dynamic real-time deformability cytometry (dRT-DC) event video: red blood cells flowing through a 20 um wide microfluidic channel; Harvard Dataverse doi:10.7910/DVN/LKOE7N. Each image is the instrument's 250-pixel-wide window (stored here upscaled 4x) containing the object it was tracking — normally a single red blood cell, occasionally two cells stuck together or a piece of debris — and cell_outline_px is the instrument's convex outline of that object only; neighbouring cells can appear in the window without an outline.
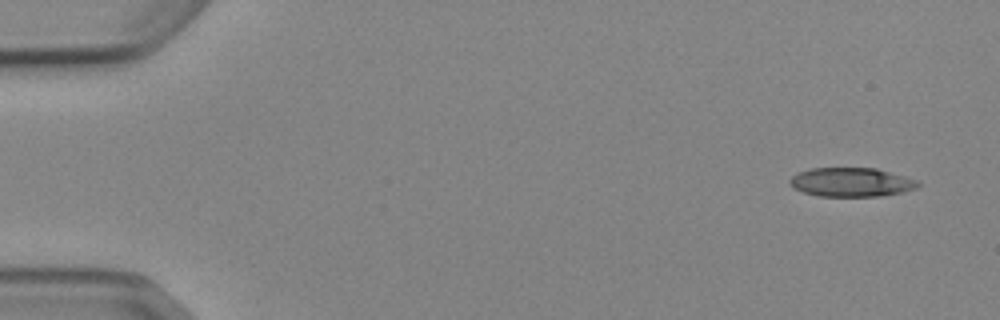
{"species": "Egyptian fruit bat (a non-hibernating species)", "species_latin": "Rousettus aegyptiacus", "temperature_condition": "cold", "stored_images_in_passage": 4, "camera_frame_rate_fps": 3000, "um_per_image_px": 0.085, "animal": {"sex": "female"}, "frame": {"image": 1, "passage_image": 1, "time_ms": 0.0, "image_size_px": [1000, 320], "cell_outline_px": [[920, 184], [916, 188], [900, 192], [880, 196], [816, 196], [792, 188], [788, 184], [788, 180], [792, 176], [800, 172], [812, 168], [876, 168], [904, 176], [916, 180]], "centroid_in_image_um": [72.31, 15.49], "position_along_channel_um": 12.7, "area_um2": 21.56}}
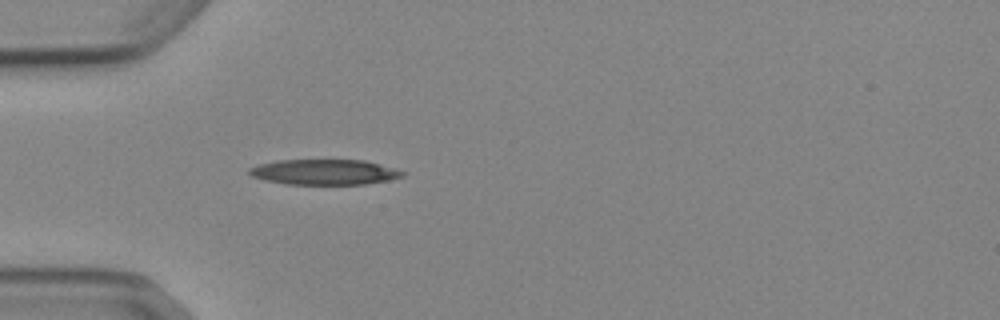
{"frame": {"image": 2, "passage_image": 4, "time_ms": 4.333, "image_size_px": [1000, 320], "cell_outline_px": [[404, 176], [388, 180], [364, 184], [288, 184], [264, 180], [252, 176], [248, 172], [248, 168], [260, 164], [276, 160], [364, 160], [392, 168], [404, 172]], "centroid_in_image_um": [27.53, 14.62], "position_along_channel_um": 57.5, "area_um2": 22.43}}